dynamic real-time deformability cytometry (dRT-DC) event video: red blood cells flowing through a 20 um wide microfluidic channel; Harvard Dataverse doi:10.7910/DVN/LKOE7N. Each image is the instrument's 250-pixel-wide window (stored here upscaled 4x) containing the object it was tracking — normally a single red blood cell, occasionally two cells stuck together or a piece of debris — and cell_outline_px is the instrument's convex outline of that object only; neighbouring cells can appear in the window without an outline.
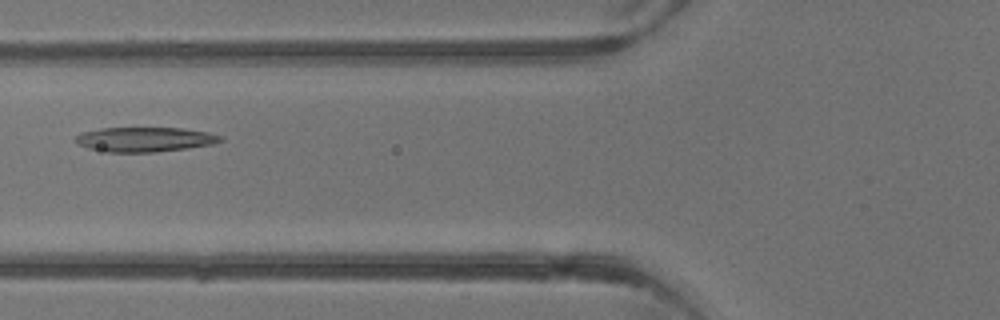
{"species": "common noctule bat (a hibernating species)", "species_latin": "Nyctalus noctula", "temperature_condition": "warm", "stored_images_in_passage": 3, "camera_frame_rate_fps": 3000, "um_per_image_px": 0.085, "animal": {"sex": "male", "body_mass_g": 13.3}, "frame": {"image": 1, "passage_image": 3, "time_ms": 3.333, "image_size_px": [1000, 320], "cell_outline_px": [[224, 140], [212, 144], [188, 148], [156, 152], [108, 152], [88, 148], [76, 144], [72, 140], [76, 136], [84, 132], [100, 128], [184, 128], [208, 132], [224, 136]], "centroid_in_image_um": [12.31, 11.85], "position_along_channel_um": 113.5, "area_um2": 20.98}}